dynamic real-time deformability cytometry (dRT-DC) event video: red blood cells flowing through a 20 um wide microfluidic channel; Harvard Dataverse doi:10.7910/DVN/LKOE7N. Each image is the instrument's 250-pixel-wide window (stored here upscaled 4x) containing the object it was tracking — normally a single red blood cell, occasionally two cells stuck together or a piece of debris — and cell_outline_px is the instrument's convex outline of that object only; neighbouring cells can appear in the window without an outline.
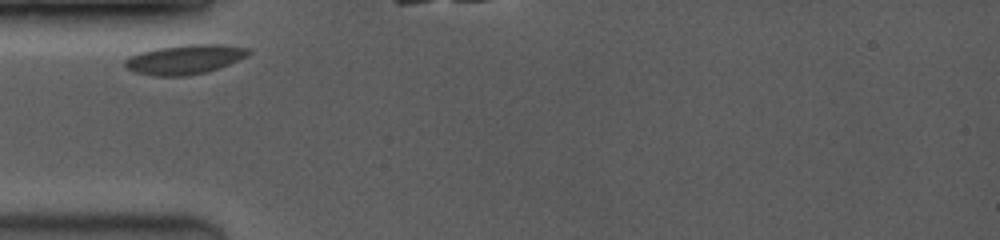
{"species": "common noctule bat (a hibernating species)", "species_latin": "Nyctalus noctula", "temperature_condition": "room temperature", "stored_images_in_passage": 19, "camera_frame_rate_fps": 3500, "um_per_image_px": 0.085, "animal": {"sex": "female", "body_mass_g": 19.0, "forearm_length_mm": 53.3}, "frame": {"image": 1, "passage_image": 1, "time_ms": 0.0, "image_size_px": [1000, 240], "cell_outline_px": [[252, 52], [220, 68], [204, 72], [184, 76], [156, 76], [136, 72], [128, 68], [124, 64], [124, 60], [140, 52], [156, 48], [184, 44], [220, 44], [252, 48]], "centroid_in_image_um": [15.72, 5.03], "position_along_channel_um": 69.3, "area_um2": 21.04}}
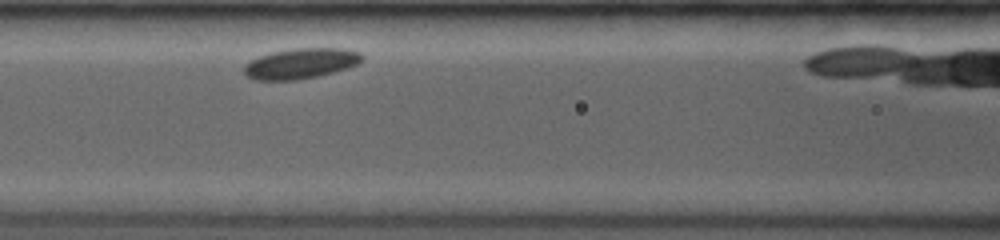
{"frame": {"image": 2, "passage_image": 12, "time_ms": 2.0, "image_size_px": [1000, 240], "cell_outline_px": [[364, 60], [360, 64], [332, 72], [316, 76], [296, 80], [252, 80], [244, 72], [244, 64], [260, 56], [272, 52], [296, 48], [344, 48], [360, 52], [364, 56]], "centroid_in_image_um": [25.6, 5.39], "position_along_channel_um": 141.0, "area_um2": 20.92}}
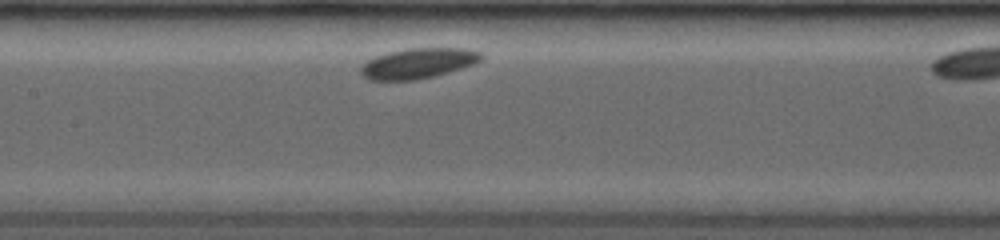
{"frame": {"image": 3, "passage_image": 17, "time_ms": 2.857, "image_size_px": [1000, 240], "cell_outline_px": [[484, 56], [480, 60], [472, 64], [448, 72], [416, 80], [368, 80], [360, 72], [360, 68], [368, 60], [376, 56], [388, 52], [408, 48], [464, 48], [480, 52]], "centroid_in_image_um": [35.52, 5.38], "position_along_channel_um": 171.9, "area_um2": 21.04}}